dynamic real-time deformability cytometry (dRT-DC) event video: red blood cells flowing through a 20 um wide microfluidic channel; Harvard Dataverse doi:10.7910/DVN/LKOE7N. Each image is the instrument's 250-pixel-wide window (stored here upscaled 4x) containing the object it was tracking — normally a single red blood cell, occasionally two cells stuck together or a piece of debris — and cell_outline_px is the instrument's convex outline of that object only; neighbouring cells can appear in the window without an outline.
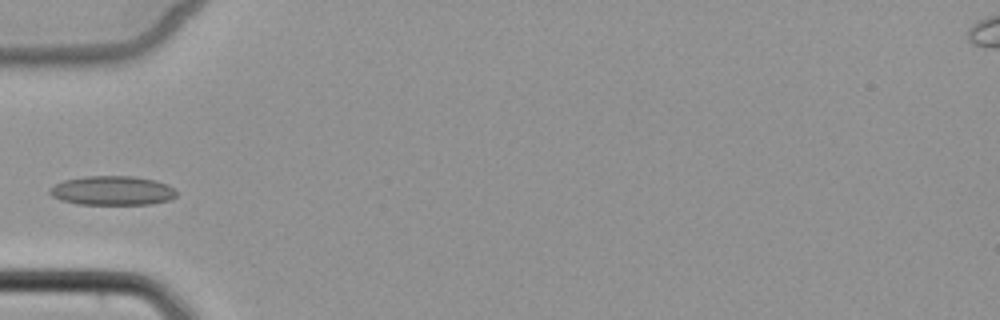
{"species": "common noctule bat (a hibernating species)", "species_latin": "Nyctalus noctula", "temperature_condition": "cold", "stored_images_in_passage": 3, "camera_frame_rate_fps": 3000, "um_per_image_px": 0.085, "animal": {"sex": "female", "body_mass_g": 22.7, "forearm_length_mm": 54.2}, "frame": {"image": 1, "passage_image": 3, "time_ms": 3.333, "image_size_px": [1000, 320], "cell_outline_px": [[176, 196], [168, 200], [152, 204], [80, 204], [60, 200], [52, 196], [48, 192], [48, 188], [64, 180], [84, 176], [132, 176], [156, 180], [168, 184], [176, 192]], "centroid_in_image_um": [9.53, 16.19], "position_along_channel_um": 75.5, "area_um2": 21.62}}